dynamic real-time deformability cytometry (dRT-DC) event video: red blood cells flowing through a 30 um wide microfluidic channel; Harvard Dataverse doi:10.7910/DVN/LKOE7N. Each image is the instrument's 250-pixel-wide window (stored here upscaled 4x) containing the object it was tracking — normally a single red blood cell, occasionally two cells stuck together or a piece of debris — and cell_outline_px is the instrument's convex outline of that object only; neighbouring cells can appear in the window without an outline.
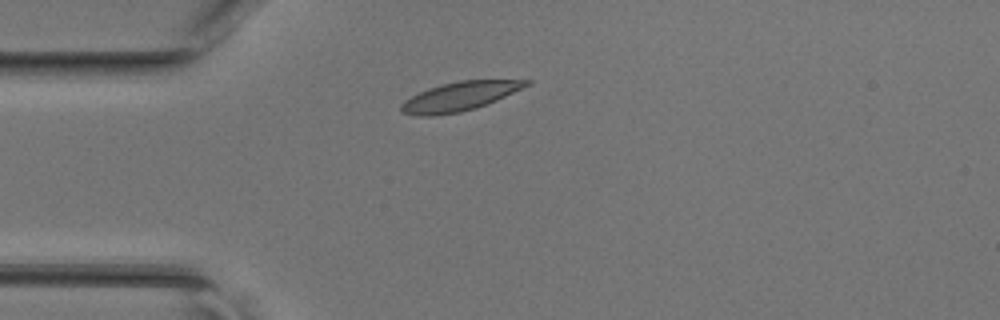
{"species": "common noctule bat (a hibernating species)", "species_latin": "Nyctalus noctula", "temperature_condition": "room temperature", "stored_images_in_passage": 35, "camera_frame_rate_fps": 3000, "um_per_image_px": 0.085, "animal": {"sex": "female", "body_mass_g": 17.0, "forearm_length_mm": 48.0}, "frame": {"image": 1, "passage_image": 1, "time_ms": 0.0, "image_size_px": [1000, 320], "cell_outline_px": [[532, 84], [496, 100], [476, 108], [460, 112], [432, 116], [416, 116], [400, 112], [400, 104], [404, 100], [428, 88], [440, 84], [460, 80], [532, 80]], "centroid_in_image_um": [39.04, 8.2], "position_along_channel_um": 46.0, "area_um2": 21.15}}
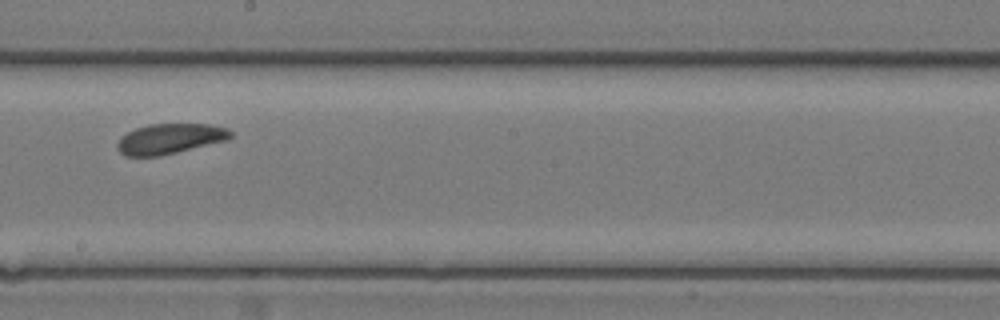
{"frame": {"image": 2, "passage_image": 15, "time_ms": 4.667, "image_size_px": [1000, 320], "cell_outline_px": [[232, 136], [228, 140], [160, 156], [124, 156], [116, 148], [116, 144], [128, 132], [136, 128], [148, 124], [212, 124], [228, 128], [232, 132]], "centroid_in_image_um": [14.47, 11.79], "position_along_channel_um": 233.7, "area_um2": 20.0}}
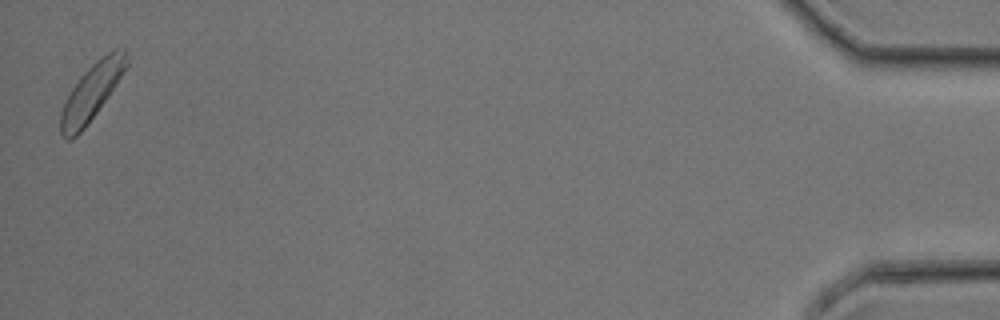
{"frame": {"image": 3, "passage_image": 35, "time_ms": 11.333, "image_size_px": [1000, 320], "cell_outline_px": [[128, 68], [108, 96], [84, 128], [72, 140], [68, 140], [60, 132], [60, 112], [72, 88], [80, 76], [96, 60], [108, 52], [116, 48], [124, 48], [128, 56]], "centroid_in_image_um": [7.82, 7.79], "position_along_channel_um": 427.4, "area_um2": 21.5}}